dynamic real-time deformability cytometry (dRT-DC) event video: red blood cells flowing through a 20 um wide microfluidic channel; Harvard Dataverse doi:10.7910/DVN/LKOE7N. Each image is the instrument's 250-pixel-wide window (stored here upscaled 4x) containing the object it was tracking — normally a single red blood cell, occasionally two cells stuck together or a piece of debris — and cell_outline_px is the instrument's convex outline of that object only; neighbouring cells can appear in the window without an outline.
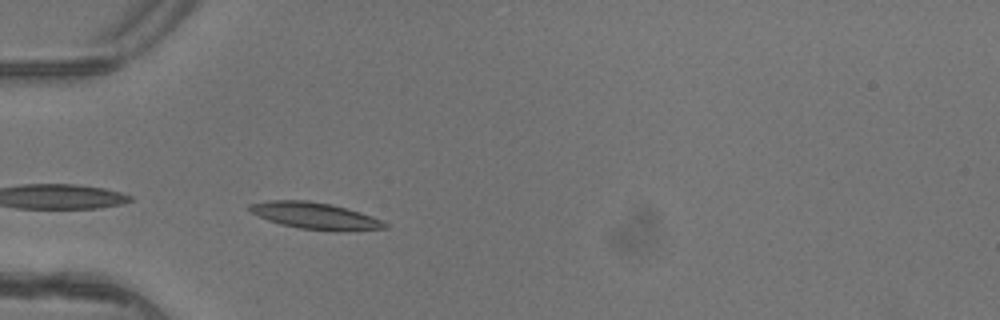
{"species": "common noctule bat (a hibernating species)", "species_latin": "Nyctalus noctula", "temperature_condition": "warm", "stored_images_in_passage": 3, "camera_frame_rate_fps": 3000, "um_per_image_px": 0.085, "animal": {"sex": "female"}, "frame": {"image": 1, "passage_image": 3, "time_ms": 0.667, "image_size_px": [1000, 320], "cell_outline_px": [[388, 228], [344, 232], [336, 232], [300, 228], [268, 220], [244, 208], [248, 204], [272, 200], [308, 200], [332, 204], [360, 212], [384, 220], [388, 224]], "centroid_in_image_um": [26.85, 18.35], "position_along_channel_um": 58.2, "area_um2": 21.27}}